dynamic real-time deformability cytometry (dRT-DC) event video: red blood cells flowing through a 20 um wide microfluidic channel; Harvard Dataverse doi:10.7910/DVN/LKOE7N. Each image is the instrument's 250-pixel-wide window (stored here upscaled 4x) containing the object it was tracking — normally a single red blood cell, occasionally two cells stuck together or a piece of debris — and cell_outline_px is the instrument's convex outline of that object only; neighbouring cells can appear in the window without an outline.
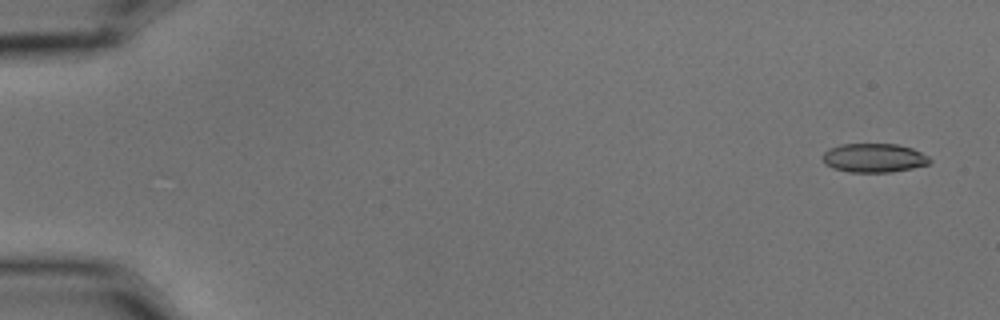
{"species": "common noctule bat (a hibernating species)", "species_latin": "Nyctalus noctula", "temperature_condition": "cold", "stored_images_in_passage": 5, "camera_frame_rate_fps": 3000, "um_per_image_px": 0.085, "animal": {"sex": "male", "body_mass_g": 15.6}, "frame": {"image": 1, "passage_image": 1, "time_ms": 0.0, "image_size_px": [1000, 320], "cell_outline_px": [[932, 160], [928, 164], [912, 168], [892, 172], [848, 172], [832, 168], [824, 164], [820, 156], [828, 148], [840, 144], [896, 144], [912, 148], [928, 156]], "centroid_in_image_um": [74.23, 13.42], "position_along_channel_um": 10.8, "area_um2": 18.26}}